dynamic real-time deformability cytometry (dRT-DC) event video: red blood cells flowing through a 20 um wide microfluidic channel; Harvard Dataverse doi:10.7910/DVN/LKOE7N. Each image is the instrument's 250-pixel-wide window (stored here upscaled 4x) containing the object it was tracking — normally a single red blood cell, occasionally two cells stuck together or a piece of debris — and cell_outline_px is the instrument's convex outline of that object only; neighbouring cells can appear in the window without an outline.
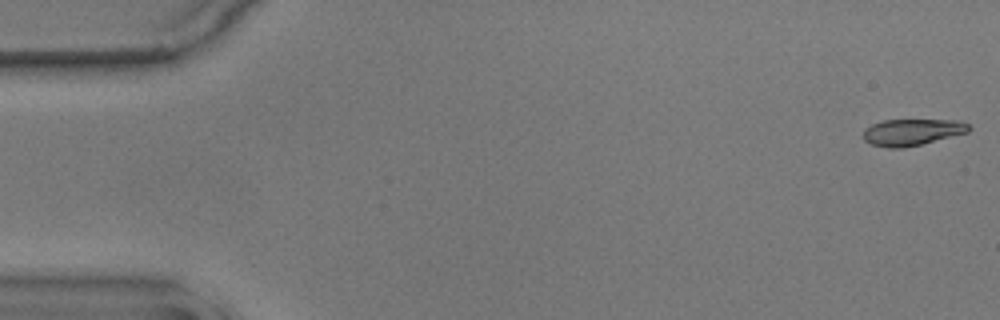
{"species": "common noctule bat (a hibernating species)", "species_latin": "Nyctalus noctula", "temperature_condition": "warm", "stored_images_in_passage": 56, "camera_frame_rate_fps": 3000, "um_per_image_px": 0.085, "animal": {"sex": "male", "body_mass_g": 17.9}, "frame": {"image": 1, "passage_image": 1, "time_ms": 0.0, "image_size_px": [1000, 320], "cell_outline_px": [[972, 128], [968, 132], [904, 148], [888, 148], [872, 144], [864, 140], [864, 128], [872, 124], [884, 120], [956, 120], [968, 124]], "centroid_in_image_um": [77.51, 11.23], "position_along_channel_um": 7.5, "area_um2": 16.18}}
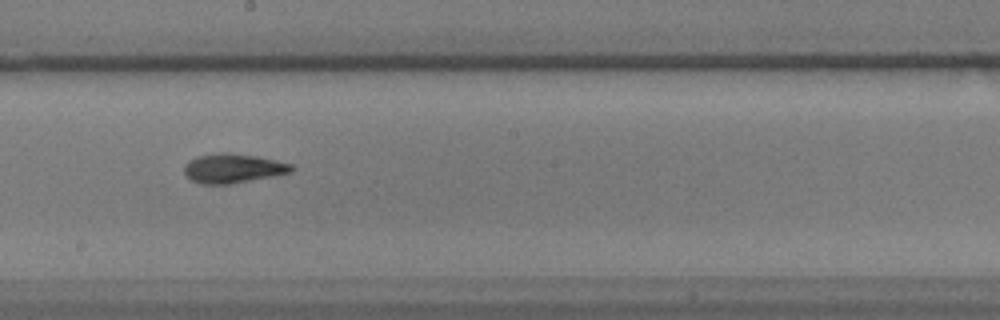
{"frame": {"image": 2, "passage_image": 31, "time_ms": 10.0, "image_size_px": [1000, 320], "cell_outline_px": [[296, 168], [292, 172], [232, 184], [200, 184], [192, 180], [184, 172], [184, 164], [188, 160], [196, 156], [216, 152], [224, 152], [256, 156], [292, 164]], "centroid_in_image_um": [19.78, 14.3], "position_along_channel_um": 228.4, "area_um2": 18.44}}
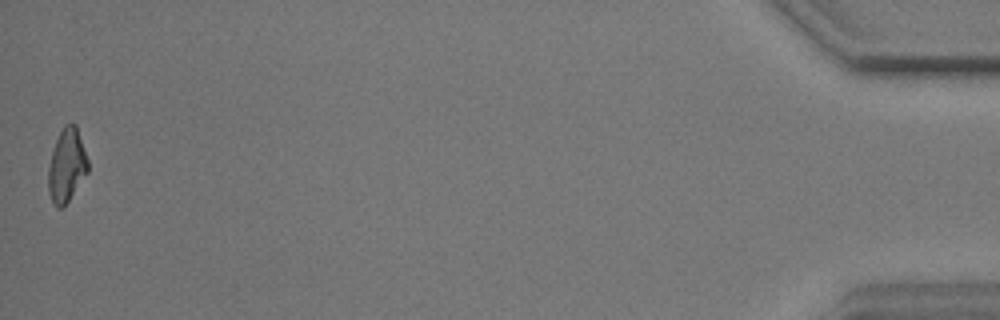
{"frame": {"image": 3, "passage_image": 56, "time_ms": 18.333, "image_size_px": [1000, 320], "cell_outline_px": [[88, 172], [68, 200], [60, 208], [56, 208], [48, 192], [48, 168], [52, 152], [56, 140], [64, 124], [76, 124], [88, 160]], "centroid_in_image_um": [5.66, 14.05], "position_along_channel_um": 429.5, "area_um2": 16.7}, "authors_computed_cell_mechanics": {"area_um2": 17.3111, "velocity_mm_per_s": 3.5627, "shape_relaxation_time_tau1_ms": 6.0828, "shape_relaxation_time_tau2_ms": 2.8322, "deformation_change_tau1": 0.1676, "deformation_change_tau2": 0.1041}}